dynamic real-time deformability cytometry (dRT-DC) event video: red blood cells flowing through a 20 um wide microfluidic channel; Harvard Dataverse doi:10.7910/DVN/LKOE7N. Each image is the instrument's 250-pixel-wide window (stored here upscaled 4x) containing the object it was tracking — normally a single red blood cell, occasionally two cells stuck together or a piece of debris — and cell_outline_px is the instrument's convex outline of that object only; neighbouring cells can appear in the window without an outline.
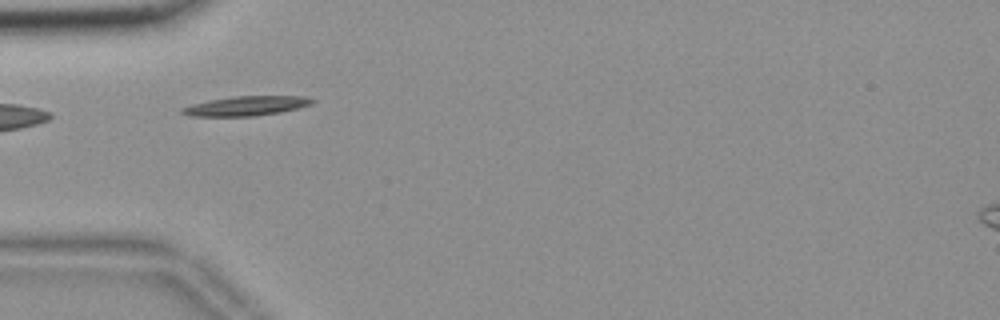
{"species": "common noctule bat (a hibernating species)", "species_latin": "Nyctalus noctula", "temperature_condition": "room temperature", "stored_images_in_passage": 40, "camera_frame_rate_fps": 3000, "um_per_image_px": 0.085, "animal": {"sex": "female", "body_mass_g": 18.4}, "frame": {"image": 1, "passage_image": 2, "time_ms": 0.333, "image_size_px": [1000, 320], "cell_outline_px": [[316, 100], [312, 104], [280, 112], [252, 116], [188, 116], [180, 112], [180, 108], [192, 104], [232, 96], [304, 96]], "centroid_in_image_um": [20.91, 9.0], "position_along_channel_um": 64.1, "area_um2": 14.68}}
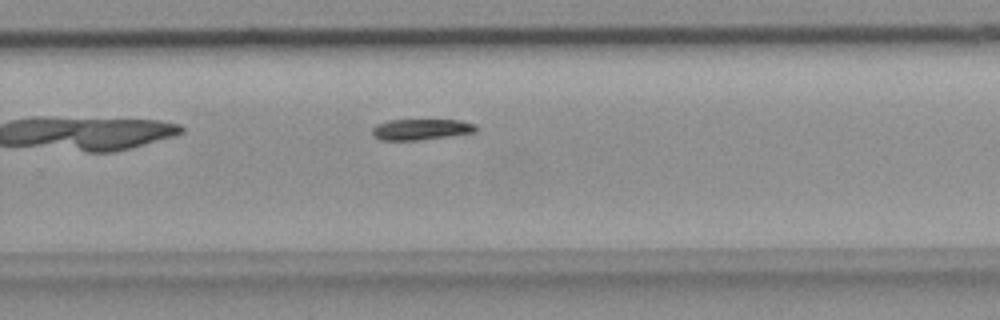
{"frame": {"image": 2, "passage_image": 21, "time_ms": 6.667, "image_size_px": [1000, 320], "cell_outline_px": [[476, 132], [448, 136], [416, 140], [380, 140], [372, 136], [372, 128], [376, 124], [388, 120], [460, 120], [476, 124]], "centroid_in_image_um": [35.75, 10.99], "position_along_channel_um": 294.0, "area_um2": 12.66}}
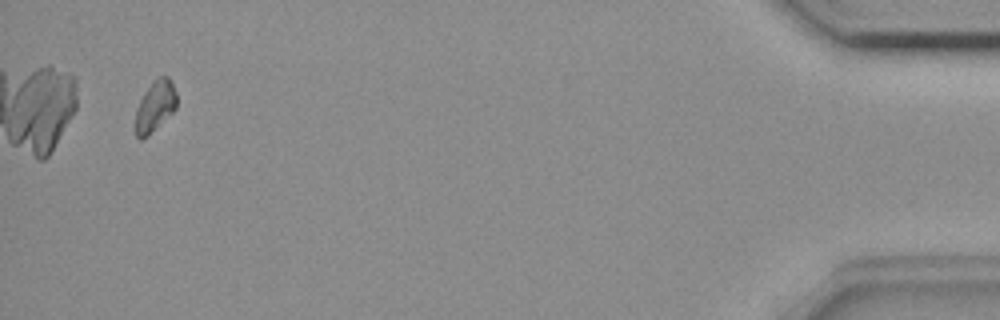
{"frame": {"image": 3, "passage_image": 38, "time_ms": 12.333, "image_size_px": [1000, 320], "cell_outline_px": [[176, 108], [172, 112], [140, 140], [136, 136], [136, 108], [144, 92], [156, 76], [168, 76], [176, 92]], "centroid_in_image_um": [13.18, 8.95], "position_along_channel_um": 422.0, "area_um2": 11.79}, "authors_computed_cell_mechanics": {"area_um2": 13.2073, "velocity_mm_per_s": 3.6666, "shape_relaxation_time_tau1_ms": 2.9994, "shape_relaxation_time_tau2_ms": null, "deformation_change_tau1": 0.1385, "deformation_change_tau2": null}}